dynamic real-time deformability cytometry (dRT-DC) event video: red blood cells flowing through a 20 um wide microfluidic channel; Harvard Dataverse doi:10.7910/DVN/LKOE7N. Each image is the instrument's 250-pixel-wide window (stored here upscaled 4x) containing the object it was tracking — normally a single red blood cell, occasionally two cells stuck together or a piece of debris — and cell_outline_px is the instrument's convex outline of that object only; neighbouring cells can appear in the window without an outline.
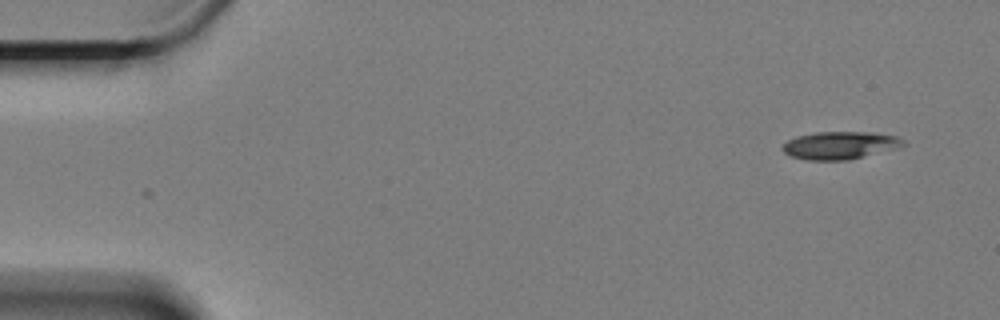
{"species": "Egyptian fruit bat (a non-hibernating species)", "species_latin": "Rousettus aegyptiacus", "temperature_condition": "cold", "stored_images_in_passage": 59, "camera_frame_rate_fps": 3000, "um_per_image_px": 0.085, "animal": {"sex": "female"}, "frame": {"image": 1, "passage_image": 1, "time_ms": 0.0, "image_size_px": [1000, 320], "cell_outline_px": [[908, 144], [896, 148], [848, 160], [808, 160], [792, 156], [784, 152], [780, 148], [788, 140], [796, 136], [816, 132], [872, 132], [896, 136], [904, 140]], "centroid_in_image_um": [71.4, 12.34], "position_along_channel_um": 13.6, "area_um2": 19.42}}
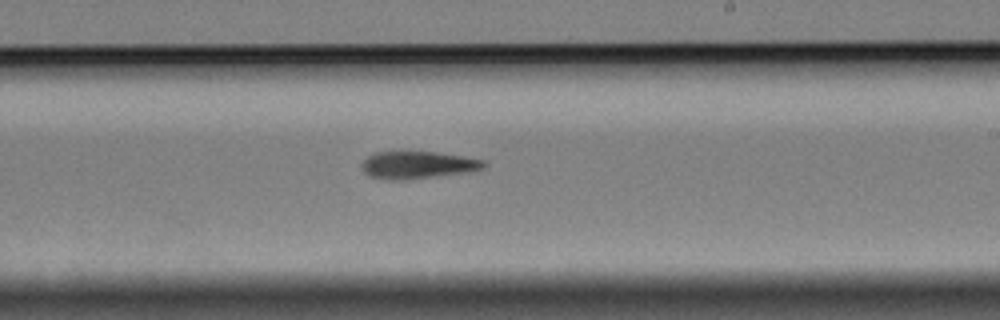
{"frame": {"image": 2, "passage_image": 34, "time_ms": 11.0, "image_size_px": [1000, 320], "cell_outline_px": [[488, 164], [484, 168], [468, 172], [408, 180], [388, 180], [368, 176], [364, 172], [364, 160], [368, 156], [376, 152], [432, 152], [460, 156], [484, 160]], "centroid_in_image_um": [35.53, 14.04], "position_along_channel_um": 253.5, "area_um2": 19.31}}
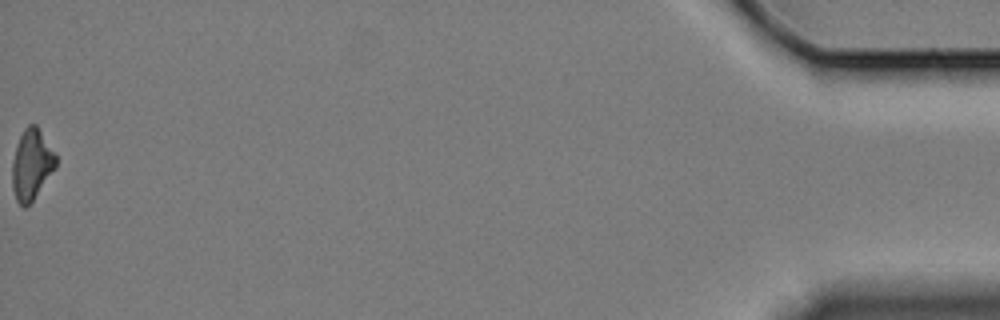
{"frame": {"image": 3, "passage_image": 59, "time_ms": 19.333, "image_size_px": [1000, 320], "cell_outline_px": [[56, 168], [32, 200], [24, 208], [16, 200], [12, 188], [12, 164], [16, 144], [24, 128], [28, 124], [36, 124], [56, 152]], "centroid_in_image_um": [2.69, 13.95], "position_along_channel_um": 432.5, "area_um2": 18.03}, "authors_computed_cell_mechanics": {"area_um2": 19.5364, "velocity_mm_per_s": 3.2768, "shape_relaxation_time_tau1_ms": 7.3124, "shape_relaxation_time_tau2_ms": null, "deformation_change_tau1": 0.1324, "deformation_change_tau2": null}}